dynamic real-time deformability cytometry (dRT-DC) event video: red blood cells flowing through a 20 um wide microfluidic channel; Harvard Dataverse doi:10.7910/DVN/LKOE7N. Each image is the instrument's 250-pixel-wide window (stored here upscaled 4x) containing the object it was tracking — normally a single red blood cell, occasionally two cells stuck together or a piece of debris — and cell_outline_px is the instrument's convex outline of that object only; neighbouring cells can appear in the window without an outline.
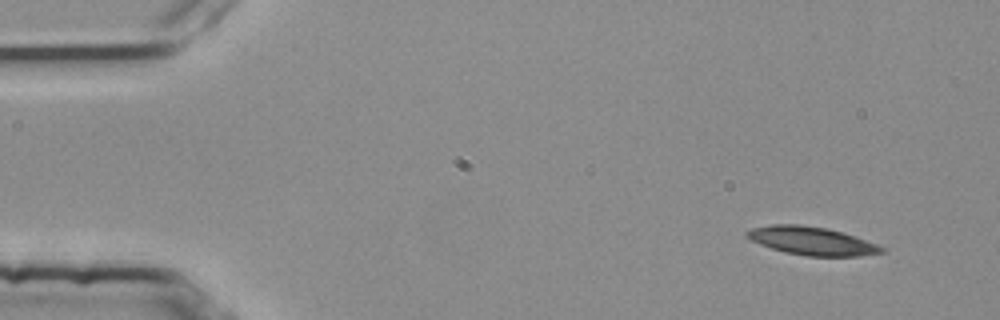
{"species": "common noctule bat (a hibernating species)", "species_latin": "Nyctalus noctula", "temperature_condition": "room temperature", "stored_images_in_passage": 5, "camera_frame_rate_fps": 3000, "um_per_image_px": 0.085, "animal": {"sex": "female", "body_mass_g": 25.1}, "frame": {"image": 1, "passage_image": 1, "time_ms": 0.0, "image_size_px": [1000, 320], "cell_outline_px": [[884, 252], [860, 256], [808, 256], [784, 252], [760, 244], [744, 236], [744, 232], [752, 228], [772, 224], [800, 224], [828, 228], [876, 244], [884, 248]], "centroid_in_image_um": [68.94, 20.47], "position_along_channel_um": 16.1, "area_um2": 21.96}}
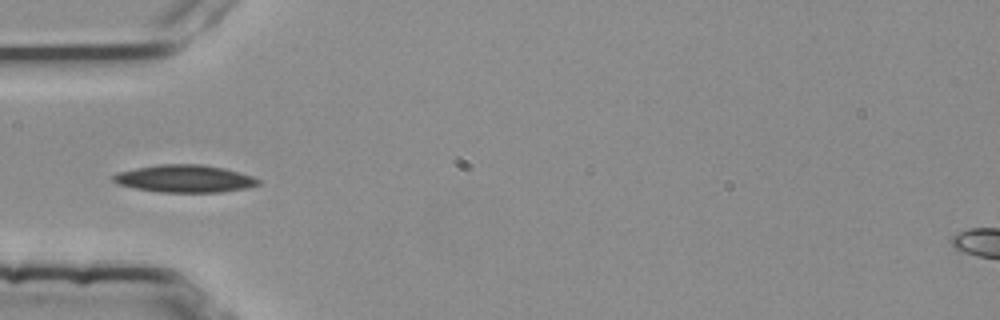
{"frame": {"image": 2, "passage_image": 4, "time_ms": 1.0, "image_size_px": [1000, 320], "cell_outline_px": [[260, 184], [244, 188], [220, 192], [160, 192], [136, 188], [116, 184], [112, 180], [112, 176], [120, 172], [136, 168], [160, 164], [200, 164], [224, 168], [252, 176], [260, 180]], "centroid_in_image_um": [15.68, 15.18], "position_along_channel_um": 69.3, "area_um2": 23.0}}